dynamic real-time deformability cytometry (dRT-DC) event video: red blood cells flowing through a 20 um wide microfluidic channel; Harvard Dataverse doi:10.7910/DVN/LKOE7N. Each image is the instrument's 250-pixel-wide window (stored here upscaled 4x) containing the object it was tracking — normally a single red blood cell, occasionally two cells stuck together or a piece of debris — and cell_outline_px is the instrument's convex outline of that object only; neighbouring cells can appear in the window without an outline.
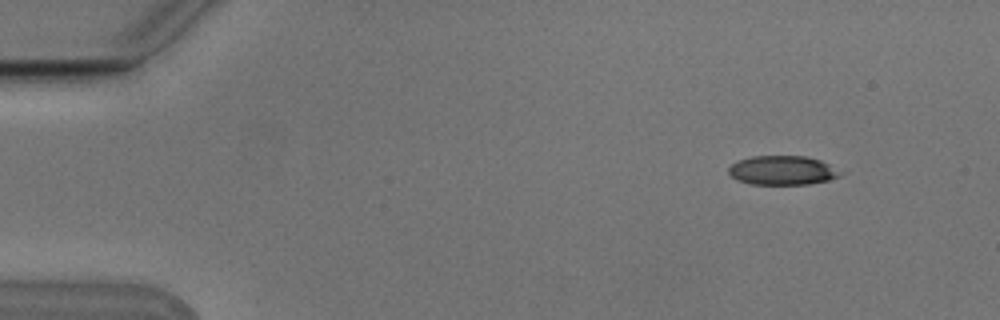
{"species": "Egyptian fruit bat (a non-hibernating species)", "species_latin": "Rousettus aegyptiacus", "temperature_condition": "cold", "stored_images_in_passage": 4, "camera_frame_rate_fps": 3000, "um_per_image_px": 0.085, "animal": {"sex": "male"}, "frame": {"image": 1, "passage_image": 1, "time_ms": 0.0, "image_size_px": [1000, 320], "cell_outline_px": [[844, 172], [840, 176], [828, 180], [808, 184], [752, 184], [736, 180], [728, 172], [728, 168], [736, 160], [752, 156], [808, 156], [820, 160]], "centroid_in_image_um": [66.5, 14.47], "position_along_channel_um": 18.5, "area_um2": 19.07}}